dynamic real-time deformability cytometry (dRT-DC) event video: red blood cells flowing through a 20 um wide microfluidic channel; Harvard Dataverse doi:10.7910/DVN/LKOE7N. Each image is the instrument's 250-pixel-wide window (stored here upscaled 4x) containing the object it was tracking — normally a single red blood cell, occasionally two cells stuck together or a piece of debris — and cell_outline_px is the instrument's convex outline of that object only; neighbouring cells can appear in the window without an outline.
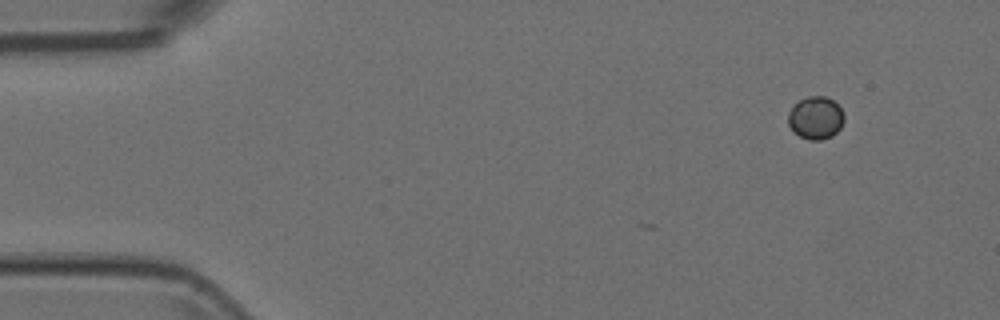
{"species": "Egyptian fruit bat (a non-hibernating species)", "species_latin": "Rousettus aegyptiacus", "temperature_condition": "room temperature", "stored_images_in_passage": 4, "camera_frame_rate_fps": 3000, "um_per_image_px": 0.085, "animal": {"sex": "female"}, "frame": {"image": 1, "passage_image": 1, "time_ms": 0.0, "image_size_px": [1000, 320], "cell_outline_px": [[844, 120], [840, 128], [832, 136], [820, 140], [808, 140], [792, 132], [788, 124], [788, 112], [792, 104], [808, 96], [824, 96], [832, 100], [840, 108], [844, 116]], "centroid_in_image_um": [69.29, 10.02], "position_along_channel_um": 15.7, "area_um2": 14.05}}